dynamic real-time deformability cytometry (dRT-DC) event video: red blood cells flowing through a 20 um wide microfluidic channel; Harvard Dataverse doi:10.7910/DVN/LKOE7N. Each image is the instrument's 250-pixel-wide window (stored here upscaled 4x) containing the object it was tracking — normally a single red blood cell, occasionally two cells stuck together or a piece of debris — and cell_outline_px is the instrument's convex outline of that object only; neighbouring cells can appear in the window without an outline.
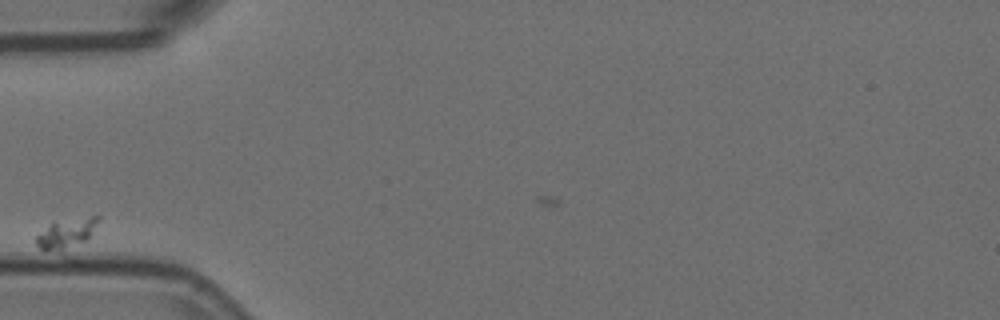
{"species": "Egyptian fruit bat (a non-hibernating species)", "species_latin": "Rousettus aegyptiacus", "temperature_condition": "room temperature", "stored_images_in_passage": 3, "camera_frame_rate_fps": 3000, "um_per_image_px": 0.085, "animal": {"sex": "female"}, "frame": {"image": 1, "passage_image": 1, "time_ms": 0.0, "image_size_px": [1000, 320], "cell_outline_px": [[100, 216], [88, 236], [84, 240], [68, 252], [64, 252], [40, 248], [36, 244], [36, 236], [52, 224], [92, 216]], "centroid_in_image_um": [5.62, 19.91], "position_along_channel_um": 79.4, "area_um2": 10.0}}
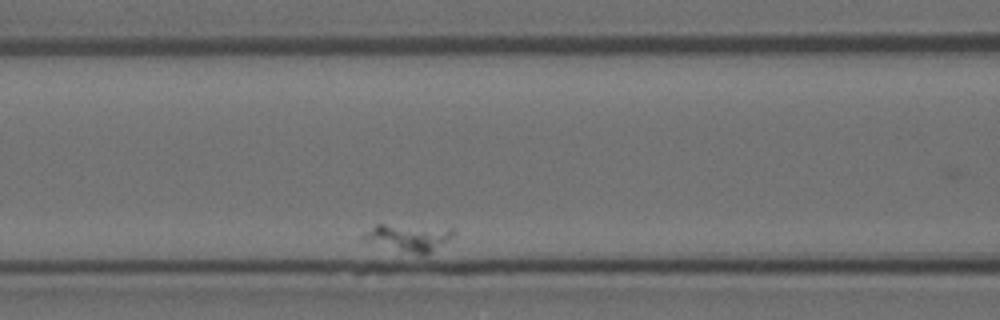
{"frame": {"image": 2, "passage_image": 3, "time_ms": 0.667, "image_size_px": [1000, 320], "cell_outline_px": [[456, 232], [448, 240], [424, 256], [420, 256], [360, 240], [360, 236], [364, 232], [376, 224], [384, 224], [456, 228]], "centroid_in_image_um": [34.7, 20.19], "position_along_channel_um": 131.9, "area_um2": 14.51}}